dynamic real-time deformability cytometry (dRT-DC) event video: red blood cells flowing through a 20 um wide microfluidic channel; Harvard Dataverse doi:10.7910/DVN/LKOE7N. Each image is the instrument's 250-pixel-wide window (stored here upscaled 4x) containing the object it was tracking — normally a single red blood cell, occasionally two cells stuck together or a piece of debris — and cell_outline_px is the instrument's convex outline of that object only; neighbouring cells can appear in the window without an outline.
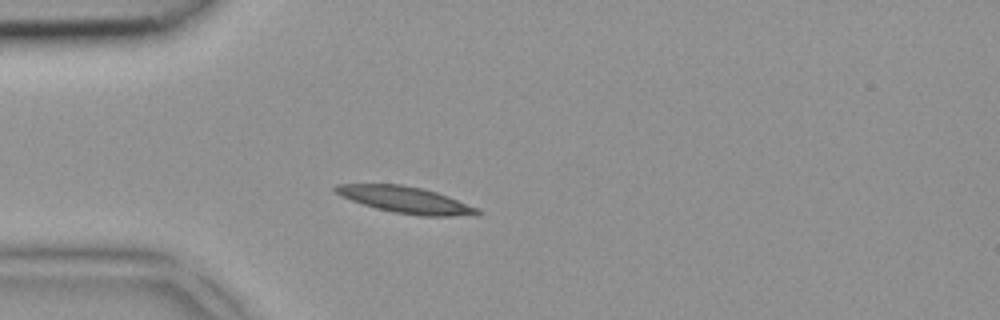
{"species": "common noctule bat (a hibernating species)", "species_latin": "Nyctalus noctula", "temperature_condition": "room temperature", "stored_images_in_passage": 1, "camera_frame_rate_fps": 3000, "um_per_image_px": 0.085, "animal": {"sex": "female", "body_mass_g": 18.4}, "frame": {"image": 1, "passage_image": 1, "time_ms": 0.0, "image_size_px": [1000, 320], "cell_outline_px": [[484, 212], [476, 216], [420, 216], [392, 212], [376, 208], [340, 196], [332, 188], [336, 184], [400, 184], [420, 188], [436, 192], [448, 196], [480, 208]], "centroid_in_image_um": [34.55, 17.0], "position_along_channel_um": 50.5, "area_um2": 22.08}}